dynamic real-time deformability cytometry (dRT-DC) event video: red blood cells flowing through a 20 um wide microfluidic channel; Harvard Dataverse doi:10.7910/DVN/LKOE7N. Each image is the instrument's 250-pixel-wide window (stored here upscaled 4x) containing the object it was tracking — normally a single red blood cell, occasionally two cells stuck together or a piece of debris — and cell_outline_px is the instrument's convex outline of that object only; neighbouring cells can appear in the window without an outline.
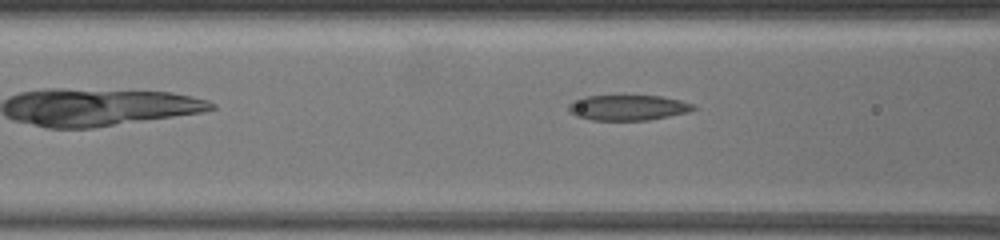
{"species": "common noctule bat (a hibernating species)", "species_latin": "Nyctalus noctula", "temperature_condition": "warm", "stored_images_in_passage": 9, "camera_frame_rate_fps": 3000, "um_per_image_px": 0.085, "animal": {"sex": "female", "body_mass_g": 19.5, "forearm_length_mm": 54.1}, "frame": {"image": 1, "passage_image": 4, "time_ms": 1.0, "image_size_px": [1000, 240], "cell_outline_px": [[696, 108], [688, 112], [648, 120], [592, 120], [576, 116], [568, 112], [568, 104], [584, 96], [660, 96], [680, 100], [692, 104]], "centroid_in_image_um": [53.34, 9.15], "position_along_channel_um": 113.3, "area_um2": 18.32}}
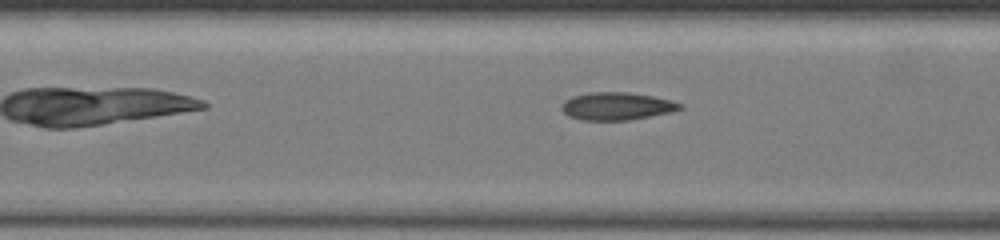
{"frame": {"image": 2, "passage_image": 7, "time_ms": 2.0, "image_size_px": [1000, 240], "cell_outline_px": [[684, 108], [668, 112], [628, 120], [580, 120], [568, 116], [564, 112], [564, 104], [572, 96], [588, 92], [628, 92], [652, 96], [684, 104]], "centroid_in_image_um": [52.43, 9.02], "position_along_channel_um": 155.0, "area_um2": 18.73}}